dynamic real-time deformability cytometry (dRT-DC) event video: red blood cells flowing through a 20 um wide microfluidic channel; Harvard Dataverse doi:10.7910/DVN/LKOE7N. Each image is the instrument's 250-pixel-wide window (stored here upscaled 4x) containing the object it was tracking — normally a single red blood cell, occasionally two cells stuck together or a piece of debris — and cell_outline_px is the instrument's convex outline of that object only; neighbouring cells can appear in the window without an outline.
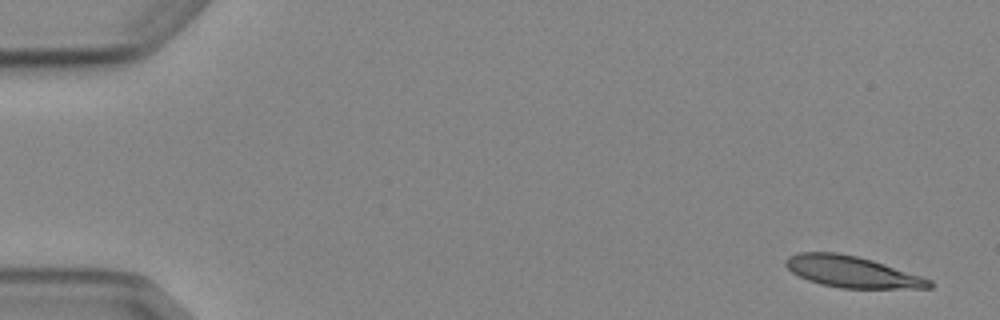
{"species": "Egyptian fruit bat (a non-hibernating species)", "species_latin": "Rousettus aegyptiacus", "temperature_condition": "cold", "stored_images_in_passage": 5, "segment_of_instrument_passage": [1, 2], "camera_frame_rate_fps": 3000, "um_per_image_px": 0.085, "animal": {"sex": "female"}, "frame": {"image": 1, "passage_image": 1, "time_ms": 0.0, "image_size_px": [1000, 320], "cell_outline_px": [[932, 288], [840, 288], [820, 284], [808, 280], [792, 272], [784, 264], [784, 260], [788, 256], [796, 252], [836, 252], [856, 256], [872, 260], [932, 280]], "centroid_in_image_um": [72.36, 23.1], "position_along_channel_um": 12.6, "area_um2": 26.07}}